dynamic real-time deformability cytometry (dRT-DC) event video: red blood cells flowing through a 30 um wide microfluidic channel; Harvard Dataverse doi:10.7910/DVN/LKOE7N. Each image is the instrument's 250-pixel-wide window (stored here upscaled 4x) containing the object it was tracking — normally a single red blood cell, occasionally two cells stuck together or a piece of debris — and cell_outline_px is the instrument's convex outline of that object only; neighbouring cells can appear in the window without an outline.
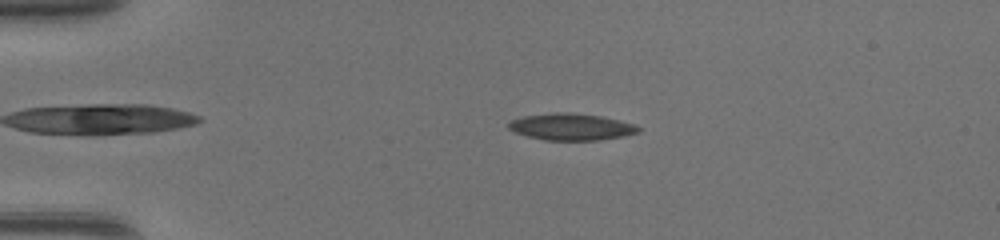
{"species": "common noctule bat (a hibernating species)", "species_latin": "Nyctalus noctula", "temperature_condition": "warm", "stored_images_in_passage": 46, "camera_frame_rate_fps": 3000, "um_per_image_px": 0.085, "animal": {"sex": "female", "body_mass_g": 17.0, "forearm_length_mm": 48.0}, "frame": {"image": 1, "passage_image": 10, "time_ms": 3.0, "image_size_px": [1000, 240], "cell_outline_px": [[640, 128], [636, 132], [620, 136], [596, 140], [548, 140], [528, 136], [516, 132], [508, 128], [508, 124], [512, 120], [524, 116], [600, 116], [632, 124]], "centroid_in_image_um": [48.54, 10.84], "position_along_channel_um": 36.5, "area_um2": 18.32}}
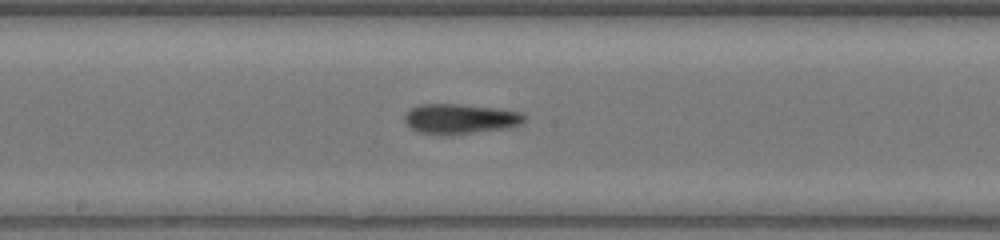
{"frame": {"image": 2, "passage_image": 25, "time_ms": 8.0, "image_size_px": [1000, 240], "cell_outline_px": [[524, 120], [520, 124], [508, 128], [448, 136], [444, 136], [420, 132], [412, 128], [408, 124], [404, 116], [412, 108], [420, 104], [456, 104], [492, 108], [520, 112], [524, 116]], "centroid_in_image_um": [39.1, 10.12], "position_along_channel_um": 209.1, "area_um2": 20.69}}
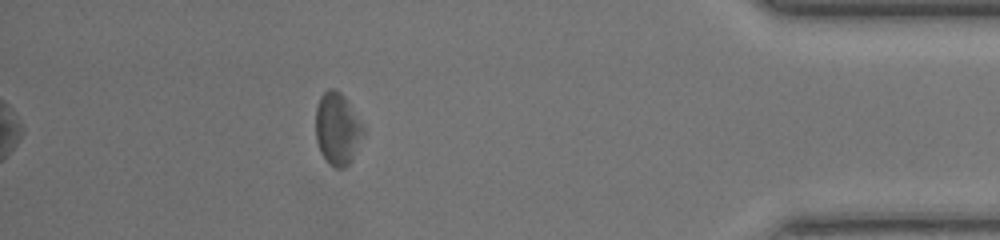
{"frame": {"image": 3, "passage_image": 41, "time_ms": 13.333, "image_size_px": [1000, 240], "cell_outline_px": [[364, 132], [352, 160], [344, 168], [336, 168], [328, 164], [320, 152], [316, 140], [316, 108], [320, 96], [328, 88], [332, 88], [340, 92], [344, 96], [364, 128]], "centroid_in_image_um": [28.65, 10.97], "position_along_channel_um": 406.5, "area_um2": 19.88}}